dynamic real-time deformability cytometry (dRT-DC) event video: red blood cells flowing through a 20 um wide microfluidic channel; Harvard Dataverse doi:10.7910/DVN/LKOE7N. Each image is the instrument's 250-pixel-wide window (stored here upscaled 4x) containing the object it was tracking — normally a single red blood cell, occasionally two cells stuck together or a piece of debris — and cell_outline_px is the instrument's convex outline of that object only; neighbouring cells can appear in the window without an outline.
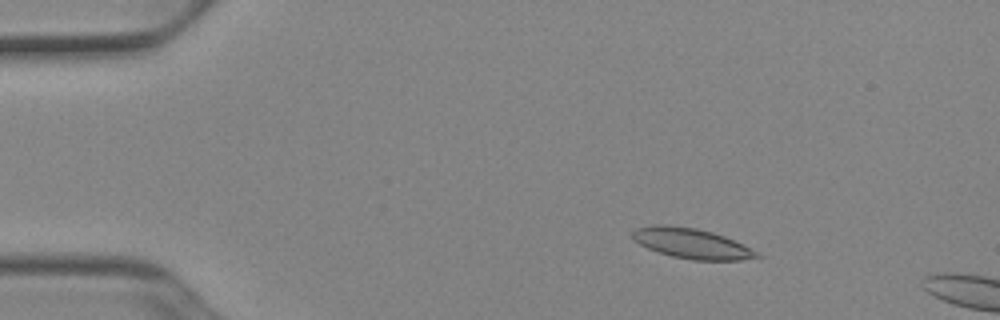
{"species": "Egyptian fruit bat (a non-hibernating species)", "species_latin": "Rousettus aegyptiacus", "temperature_condition": "cold", "stored_images_in_passage": 53, "camera_frame_rate_fps": 3000, "um_per_image_px": 0.085, "animal": {"sex": "female"}, "frame": {"image": 1, "passage_image": 8, "time_ms": 2.333, "image_size_px": [1000, 320], "cell_outline_px": [[764, 256], [740, 260], [692, 260], [672, 256], [648, 248], [632, 240], [632, 232], [636, 228], [652, 224], [668, 224], [696, 228], [712, 232], [724, 236]], "centroid_in_image_um": [58.72, 20.67], "position_along_channel_um": 26.3, "area_um2": 21.73}}
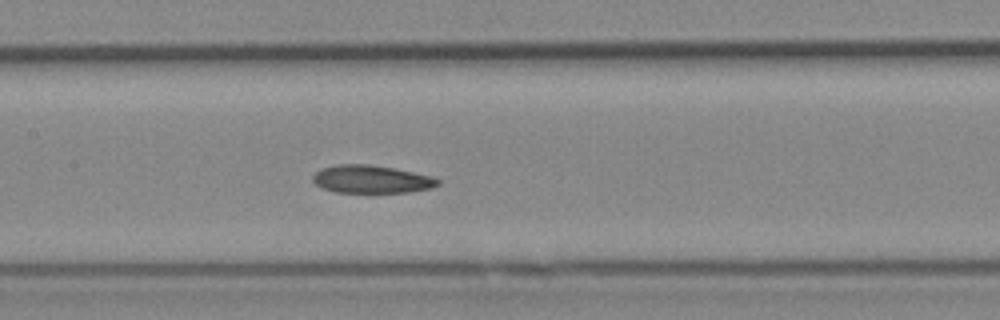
{"frame": {"image": 2, "passage_image": 25, "time_ms": 8.0, "image_size_px": [1000, 320], "cell_outline_px": [[440, 184], [432, 188], [408, 192], [336, 192], [324, 188], [316, 184], [312, 180], [312, 176], [320, 168], [336, 164], [368, 164], [392, 168], [432, 176], [440, 180]], "centroid_in_image_um": [31.56, 15.23], "position_along_channel_um": 175.8, "area_um2": 20.23}}
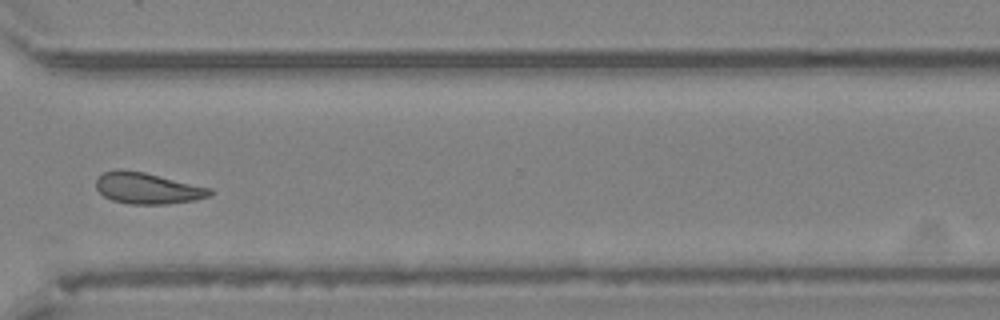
{"frame": {"image": 3, "passage_image": 39, "time_ms": 12.667, "image_size_px": [1000, 320], "cell_outline_px": [[212, 196], [196, 200], [168, 204], [128, 204], [112, 200], [104, 196], [96, 188], [96, 180], [104, 172], [116, 168], [120, 168], [144, 172], [212, 188]], "centroid_in_image_um": [12.55, 16.0], "position_along_channel_um": 358.0, "area_um2": 20.92}}